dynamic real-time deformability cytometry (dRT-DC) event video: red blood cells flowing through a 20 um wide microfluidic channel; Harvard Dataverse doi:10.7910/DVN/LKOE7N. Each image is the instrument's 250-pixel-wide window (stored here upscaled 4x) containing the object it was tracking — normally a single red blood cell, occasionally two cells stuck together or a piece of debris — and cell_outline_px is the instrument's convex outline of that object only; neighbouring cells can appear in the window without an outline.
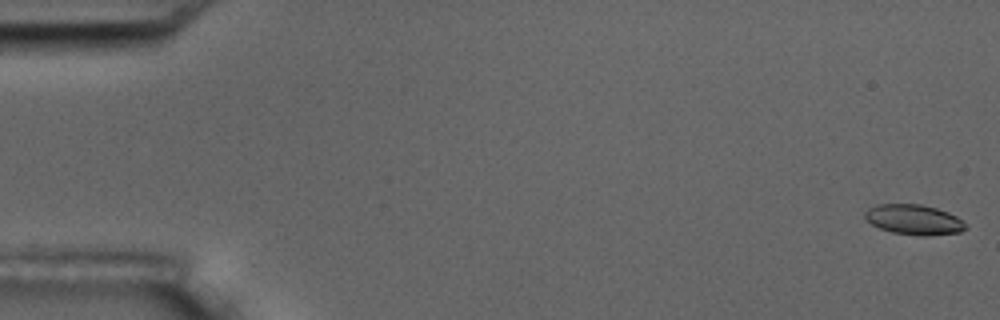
{"species": "common noctule bat (a hibernating species)", "species_latin": "Nyctalus noctula", "temperature_condition": "room temperature", "stored_images_in_passage": 6, "camera_frame_rate_fps": 3000, "um_per_image_px": 0.085, "animal": {"sex": "male", "body_mass_g": 17.5, "forearm_length_mm": 52.3}, "frame": {"image": 1, "passage_image": 1, "time_ms": 0.0, "image_size_px": [1000, 320], "cell_outline_px": [[968, 228], [960, 232], [928, 236], [920, 236], [892, 232], [880, 228], [872, 224], [864, 216], [864, 212], [868, 208], [876, 204], [920, 204], [936, 208], [948, 212], [956, 216], [968, 224]], "centroid_in_image_um": [77.71, 18.67], "position_along_channel_um": 7.3, "area_um2": 17.8}}